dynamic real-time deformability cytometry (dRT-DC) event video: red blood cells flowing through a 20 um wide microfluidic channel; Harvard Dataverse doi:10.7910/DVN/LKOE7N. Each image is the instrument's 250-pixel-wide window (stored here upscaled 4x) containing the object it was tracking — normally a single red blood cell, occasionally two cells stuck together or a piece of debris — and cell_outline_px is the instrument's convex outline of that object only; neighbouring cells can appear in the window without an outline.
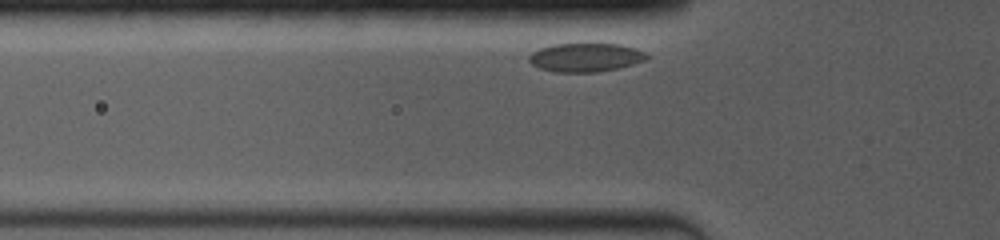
{"species": "common noctule bat (a hibernating species)", "species_latin": "Nyctalus noctula", "temperature_condition": "room temperature", "stored_images_in_passage": 47, "camera_frame_rate_fps": 4000, "um_per_image_px": 0.085, "animal": {"sex": "female", "body_mass_g": 19.0, "forearm_length_mm": 53.3}, "frame": {"image": 1, "passage_image": 2, "time_ms": 0.25, "image_size_px": [1000, 240], "cell_outline_px": [[648, 56], [644, 60], [620, 68], [596, 72], [556, 72], [540, 68], [532, 64], [528, 60], [528, 56], [532, 52], [540, 48], [552, 44], [620, 44], [644, 52]], "centroid_in_image_um": [49.73, 4.88], "position_along_channel_um": 76.1, "area_um2": 19.48}}
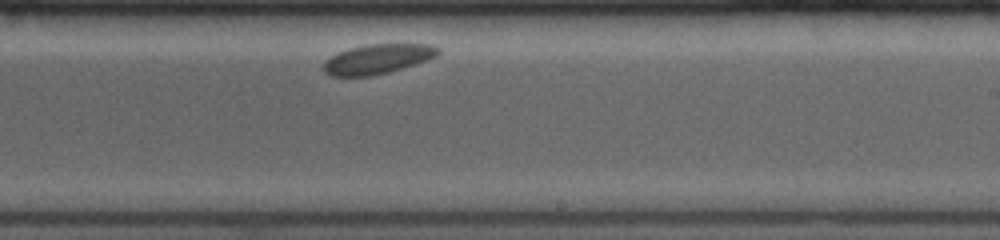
{"frame": {"image": 2, "passage_image": 27, "time_ms": 5.5, "image_size_px": [1000, 240], "cell_outline_px": [[440, 52], [436, 56], [388, 72], [368, 76], [332, 76], [324, 72], [324, 60], [348, 48], [368, 44], [432, 44], [440, 48]], "centroid_in_image_um": [32.07, 5.0], "position_along_channel_um": 256.9, "area_um2": 19.48}}
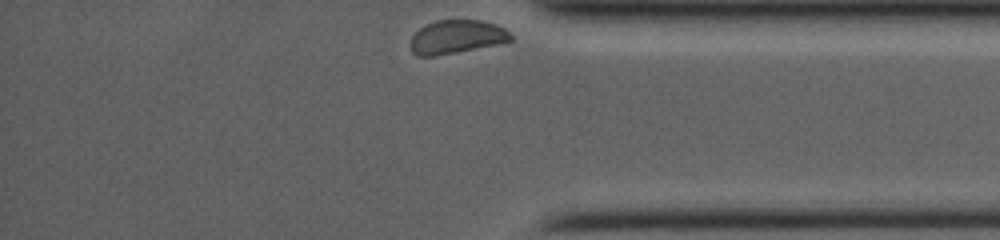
{"frame": {"image": 3, "passage_image": 47, "time_ms": 9.5, "image_size_px": [1000, 240], "cell_outline_px": [[512, 40], [496, 44], [456, 52], [432, 56], [416, 56], [412, 52], [412, 36], [420, 28], [436, 20], [484, 20], [496, 24], [504, 28], [512, 36]], "centroid_in_image_um": [38.82, 3.12], "position_along_channel_um": 396.4, "area_um2": 19.31}}